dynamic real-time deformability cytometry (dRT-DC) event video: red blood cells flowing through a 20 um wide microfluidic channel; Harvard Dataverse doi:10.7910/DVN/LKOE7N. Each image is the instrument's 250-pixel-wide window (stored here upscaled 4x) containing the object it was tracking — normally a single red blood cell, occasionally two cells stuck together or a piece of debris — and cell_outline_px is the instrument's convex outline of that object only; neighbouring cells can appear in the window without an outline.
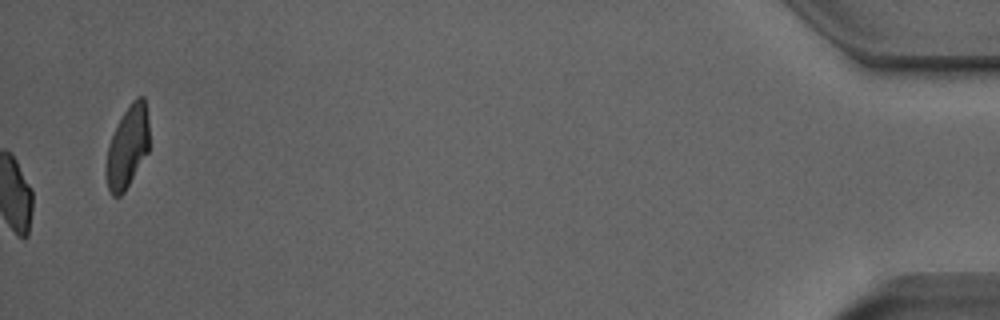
{"species": "Egyptian fruit bat (a non-hibernating species)", "species_latin": "Rousettus aegyptiacus", "temperature_condition": "room temperature", "stored_images_in_passage": 49, "camera_frame_rate_fps": 3000, "um_per_image_px": 0.085, "animal": {"sex": "male"}, "frame": {"image": 1, "passage_image": 49, "time_ms": 16.0, "image_size_px": [1000, 320], "cell_outline_px": [[148, 152], [124, 192], [120, 196], [112, 196], [108, 188], [104, 172], [108, 144], [128, 104], [136, 96], [144, 96], [148, 120]], "centroid_in_image_um": [10.82, 12.5], "position_along_channel_um": 424.4, "area_um2": 20.58}, "authors_computed_cell_mechanics": {"area_um2": 18.785, "velocity_mm_per_s": 3.9167, "shape_relaxation_time_tau1_ms": 6.7039, "shape_relaxation_time_tau2_ms": 0.7542, "deformation_change_tau1": 0.1529, "deformation_change_tau2": 0.0487}}